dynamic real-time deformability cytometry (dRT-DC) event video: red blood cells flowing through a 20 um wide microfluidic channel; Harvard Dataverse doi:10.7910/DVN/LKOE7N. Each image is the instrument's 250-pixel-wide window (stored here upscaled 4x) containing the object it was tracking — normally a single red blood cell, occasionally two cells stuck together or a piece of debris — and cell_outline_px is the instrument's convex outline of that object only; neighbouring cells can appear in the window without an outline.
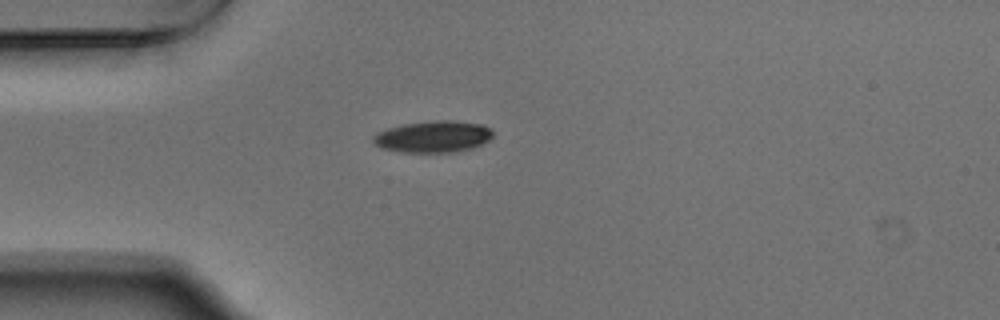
{"species": "Egyptian fruit bat (a non-hibernating species)", "species_latin": "Rousettus aegyptiacus", "temperature_condition": "warm", "stored_images_in_passage": 40, "camera_frame_rate_fps": 3000, "um_per_image_px": 0.085, "animal": {"sex": "male"}, "frame": {"image": 1, "passage_image": 1, "time_ms": 0.0, "image_size_px": [1000, 320], "cell_outline_px": [[492, 136], [488, 140], [472, 148], [456, 152], [404, 152], [384, 148], [376, 144], [372, 140], [372, 136], [388, 128], [404, 124], [436, 120], [452, 120], [480, 124], [488, 128], [492, 132]], "centroid_in_image_um": [36.82, 11.61], "position_along_channel_um": 48.2, "area_um2": 21.68}}
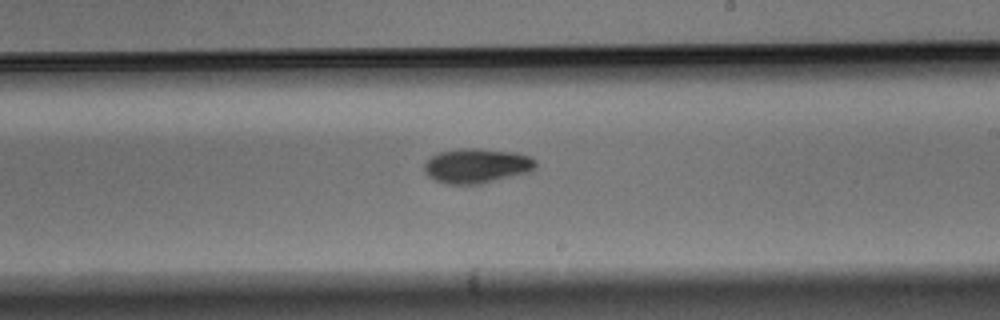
{"frame": {"image": 2, "passage_image": 18, "time_ms": 5.667, "image_size_px": [1000, 320], "cell_outline_px": [[536, 168], [532, 172], [480, 184], [448, 184], [436, 180], [428, 176], [424, 172], [424, 164], [432, 156], [440, 152], [460, 148], [476, 148], [516, 152], [532, 156], [536, 160]], "centroid_in_image_um": [40.58, 14.09], "position_along_channel_um": 248.4, "area_um2": 22.77}}
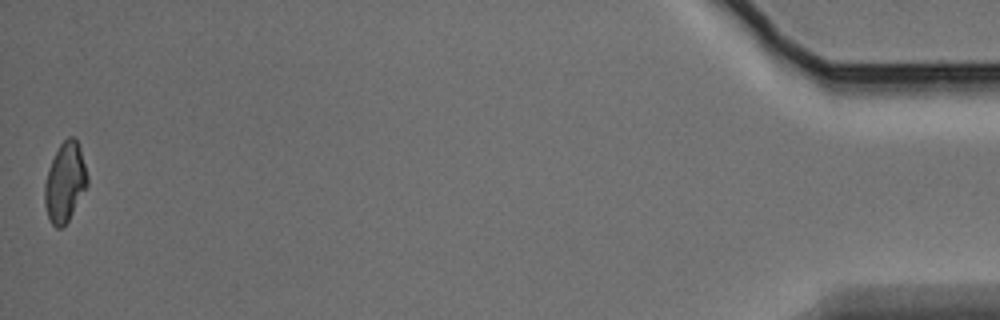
{"frame": {"image": 3, "passage_image": 40, "time_ms": 13.0, "image_size_px": [1000, 320], "cell_outline_px": [[88, 184], [68, 220], [60, 228], [56, 228], [52, 224], [48, 216], [44, 204], [44, 184], [52, 160], [60, 144], [68, 136], [76, 136], [80, 148], [88, 176]], "centroid_in_image_um": [5.52, 15.47], "position_along_channel_um": 429.7, "area_um2": 19.54}, "authors_computed_cell_mechanics": {"area_um2": 21.4438, "velocity_mm_per_s": 3.7588, "shape_relaxation_time_tau1_ms": 2.9944, "shape_relaxation_time_tau2_ms": null, "deformation_change_tau1": 0.1154, "deformation_change_tau2": null}}